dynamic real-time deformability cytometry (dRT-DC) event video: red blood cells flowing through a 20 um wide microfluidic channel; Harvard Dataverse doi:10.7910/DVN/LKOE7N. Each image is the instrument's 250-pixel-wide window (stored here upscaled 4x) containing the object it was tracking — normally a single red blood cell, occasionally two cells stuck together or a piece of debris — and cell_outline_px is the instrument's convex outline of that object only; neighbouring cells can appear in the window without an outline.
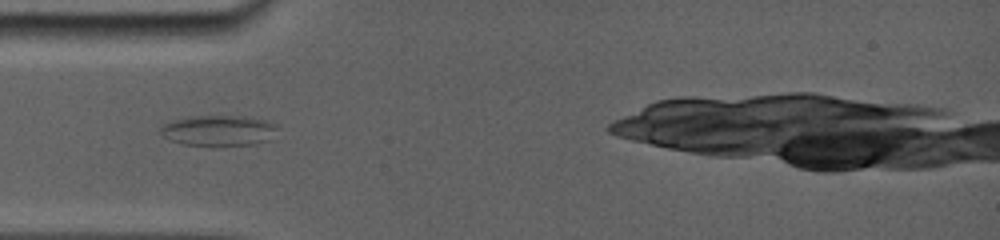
{"species": "common noctule bat (a hibernating species)", "species_latin": "Nyctalus noctula", "temperature_condition": "room temperature", "stored_images_in_passage": 8, "camera_frame_rate_fps": 5000, "um_per_image_px": 0.085, "animal": {"sex": "female", "body_mass_g": 19.0, "forearm_length_mm": 56.7}, "frame": {"image": 1, "passage_image": 1, "time_ms": 0.0, "image_size_px": [1000, 240], "cell_outline_px": [[268, 124], [256, 140], [252, 144], [184, 144], [172, 140], [164, 128], [168, 124], [176, 120], [196, 116], [240, 116], [264, 120]], "centroid_in_image_um": [18.36, 11.06], "position_along_channel_um": 66.6, "area_um2": 17.74}}
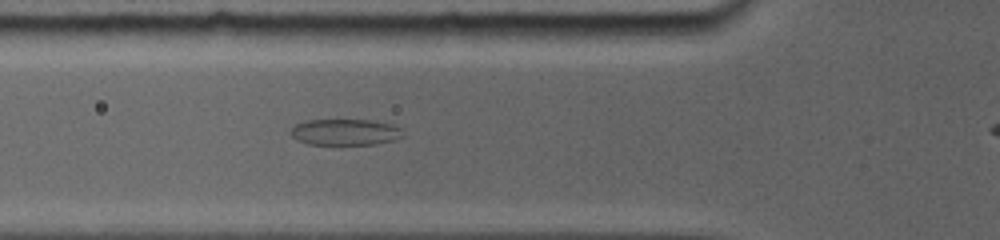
{"frame": {"image": 2, "passage_image": 7, "time_ms": 0.8, "image_size_px": [1000, 240], "cell_outline_px": [[396, 128], [392, 140], [372, 144], [308, 144], [296, 140], [292, 136], [292, 128], [296, 124], [308, 120], [368, 120], [388, 124]], "centroid_in_image_um": [29.13, 11.23], "position_along_channel_um": 96.7, "area_um2": 16.13}}